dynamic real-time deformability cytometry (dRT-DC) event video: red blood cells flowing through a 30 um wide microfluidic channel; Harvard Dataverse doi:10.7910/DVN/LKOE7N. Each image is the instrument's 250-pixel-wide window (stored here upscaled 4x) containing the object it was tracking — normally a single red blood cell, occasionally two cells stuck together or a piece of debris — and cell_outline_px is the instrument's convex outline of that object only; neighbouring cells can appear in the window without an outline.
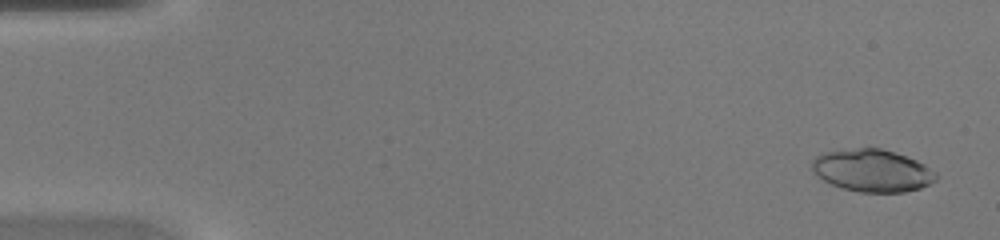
{"species": "common noctule bat (a hibernating species)", "species_latin": "Nyctalus noctula", "temperature_condition": "warm", "stored_images_in_passage": 45, "camera_frame_rate_fps": 3000, "um_per_image_px": 0.085, "animal": {"sex": "female", "body_mass_g": 20.0, "forearm_length_mm": 54.0}, "frame": {"image": 1, "passage_image": 2, "time_ms": 0.333, "image_size_px": [1000, 240], "cell_outline_px": [[936, 180], [920, 188], [904, 192], [860, 192], [844, 188], [832, 184], [816, 176], [812, 172], [812, 160], [816, 156], [824, 152], [856, 148], [880, 148], [916, 160], [924, 164], [936, 172]], "centroid_in_image_um": [74.12, 14.5], "position_along_channel_um": 10.9, "area_um2": 30.4}}